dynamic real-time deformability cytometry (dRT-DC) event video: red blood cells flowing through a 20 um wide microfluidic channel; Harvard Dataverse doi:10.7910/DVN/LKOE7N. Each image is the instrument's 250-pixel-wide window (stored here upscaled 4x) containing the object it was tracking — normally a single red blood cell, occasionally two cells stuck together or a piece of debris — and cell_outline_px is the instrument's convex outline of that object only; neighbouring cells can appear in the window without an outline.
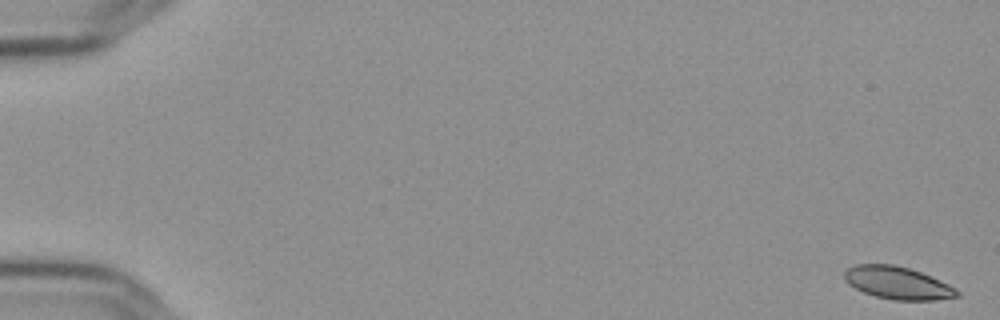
{"species": "Egyptian fruit bat (a non-hibernating species)", "species_latin": "Rousettus aegyptiacus", "temperature_condition": "cold", "stored_images_in_passage": 58, "segment_of_instrument_passage": [1, 2], "camera_frame_rate_fps": 3000, "um_per_image_px": 0.085, "frame": {"image": 1, "passage_image": 1, "time_ms": 0.0, "image_size_px": [1000, 320], "cell_outline_px": [[960, 296], [932, 300], [896, 300], [876, 296], [864, 292], [848, 284], [844, 280], [844, 272], [848, 268], [856, 264], [892, 264], [908, 268], [920, 272], [948, 284], [956, 288], [960, 292]], "centroid_in_image_um": [76.28, 24.04], "position_along_channel_um": 8.7, "area_um2": 21.15}}
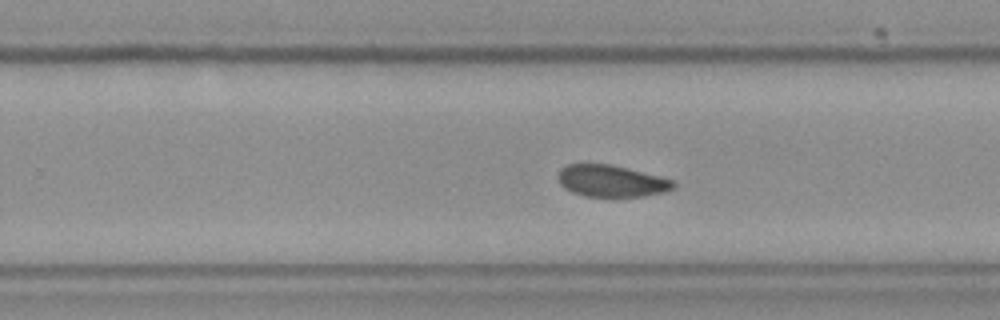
{"frame": {"image": 2, "passage_image": 37, "time_ms": 12.0, "image_size_px": [1000, 320], "cell_outline_px": [[676, 188], [668, 192], [644, 196], [584, 196], [572, 192], [564, 188], [560, 184], [556, 176], [560, 168], [568, 164], [612, 164], [660, 176], [672, 180], [676, 184]], "centroid_in_image_um": [51.97, 15.38], "position_along_channel_um": 277.8, "area_um2": 21.62}}
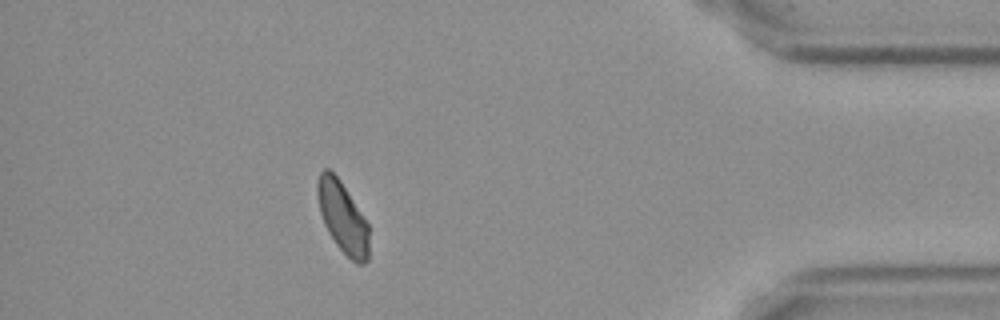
{"frame": {"image": 3, "passage_image": 51, "time_ms": 16.667, "image_size_px": [1000, 320], "cell_outline_px": [[368, 260], [364, 264], [356, 264], [336, 244], [328, 232], [324, 224], [320, 212], [316, 192], [316, 180], [320, 172], [324, 168], [328, 168], [340, 180], [368, 224]], "centroid_in_image_um": [29.1, 18.46], "position_along_channel_um": 406.1, "area_um2": 21.21}}